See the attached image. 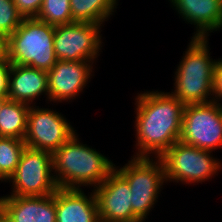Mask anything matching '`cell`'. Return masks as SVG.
Segmentation results:
<instances>
[{
	"mask_svg": "<svg viewBox=\"0 0 222 222\" xmlns=\"http://www.w3.org/2000/svg\"><path fill=\"white\" fill-rule=\"evenodd\" d=\"M52 153L25 147L15 172L9 177L12 196L43 197L58 189Z\"/></svg>",
	"mask_w": 222,
	"mask_h": 222,
	"instance_id": "cell-7",
	"label": "cell"
},
{
	"mask_svg": "<svg viewBox=\"0 0 222 222\" xmlns=\"http://www.w3.org/2000/svg\"><path fill=\"white\" fill-rule=\"evenodd\" d=\"M52 159L58 188L82 189L81 186H91L94 190L115 167L105 155L80 143L77 133L52 154Z\"/></svg>",
	"mask_w": 222,
	"mask_h": 222,
	"instance_id": "cell-2",
	"label": "cell"
},
{
	"mask_svg": "<svg viewBox=\"0 0 222 222\" xmlns=\"http://www.w3.org/2000/svg\"><path fill=\"white\" fill-rule=\"evenodd\" d=\"M135 148L133 157L160 158L180 140L185 104L170 92L144 91L135 98Z\"/></svg>",
	"mask_w": 222,
	"mask_h": 222,
	"instance_id": "cell-1",
	"label": "cell"
},
{
	"mask_svg": "<svg viewBox=\"0 0 222 222\" xmlns=\"http://www.w3.org/2000/svg\"><path fill=\"white\" fill-rule=\"evenodd\" d=\"M208 40L209 38L192 37L174 73V91L171 94L184 104L213 101L216 60L210 56Z\"/></svg>",
	"mask_w": 222,
	"mask_h": 222,
	"instance_id": "cell-3",
	"label": "cell"
},
{
	"mask_svg": "<svg viewBox=\"0 0 222 222\" xmlns=\"http://www.w3.org/2000/svg\"><path fill=\"white\" fill-rule=\"evenodd\" d=\"M35 18L53 26L73 23L70 0H43Z\"/></svg>",
	"mask_w": 222,
	"mask_h": 222,
	"instance_id": "cell-20",
	"label": "cell"
},
{
	"mask_svg": "<svg viewBox=\"0 0 222 222\" xmlns=\"http://www.w3.org/2000/svg\"><path fill=\"white\" fill-rule=\"evenodd\" d=\"M18 13L23 18H35L40 11L43 0H13Z\"/></svg>",
	"mask_w": 222,
	"mask_h": 222,
	"instance_id": "cell-22",
	"label": "cell"
},
{
	"mask_svg": "<svg viewBox=\"0 0 222 222\" xmlns=\"http://www.w3.org/2000/svg\"><path fill=\"white\" fill-rule=\"evenodd\" d=\"M23 17L13 0H0V31L8 37L19 27Z\"/></svg>",
	"mask_w": 222,
	"mask_h": 222,
	"instance_id": "cell-21",
	"label": "cell"
},
{
	"mask_svg": "<svg viewBox=\"0 0 222 222\" xmlns=\"http://www.w3.org/2000/svg\"><path fill=\"white\" fill-rule=\"evenodd\" d=\"M100 222H131L133 210L128 182L114 169L94 189Z\"/></svg>",
	"mask_w": 222,
	"mask_h": 222,
	"instance_id": "cell-12",
	"label": "cell"
},
{
	"mask_svg": "<svg viewBox=\"0 0 222 222\" xmlns=\"http://www.w3.org/2000/svg\"><path fill=\"white\" fill-rule=\"evenodd\" d=\"M184 21L196 28L193 37L208 38L222 30V0H169Z\"/></svg>",
	"mask_w": 222,
	"mask_h": 222,
	"instance_id": "cell-14",
	"label": "cell"
},
{
	"mask_svg": "<svg viewBox=\"0 0 222 222\" xmlns=\"http://www.w3.org/2000/svg\"><path fill=\"white\" fill-rule=\"evenodd\" d=\"M114 169L128 182L131 194L133 221L145 220L163 188L165 168L160 158L132 157L123 167Z\"/></svg>",
	"mask_w": 222,
	"mask_h": 222,
	"instance_id": "cell-5",
	"label": "cell"
},
{
	"mask_svg": "<svg viewBox=\"0 0 222 222\" xmlns=\"http://www.w3.org/2000/svg\"><path fill=\"white\" fill-rule=\"evenodd\" d=\"M0 181L8 182V179L0 172Z\"/></svg>",
	"mask_w": 222,
	"mask_h": 222,
	"instance_id": "cell-28",
	"label": "cell"
},
{
	"mask_svg": "<svg viewBox=\"0 0 222 222\" xmlns=\"http://www.w3.org/2000/svg\"><path fill=\"white\" fill-rule=\"evenodd\" d=\"M180 141L203 150L222 148V104H185Z\"/></svg>",
	"mask_w": 222,
	"mask_h": 222,
	"instance_id": "cell-8",
	"label": "cell"
},
{
	"mask_svg": "<svg viewBox=\"0 0 222 222\" xmlns=\"http://www.w3.org/2000/svg\"><path fill=\"white\" fill-rule=\"evenodd\" d=\"M25 147L24 140L0 137V172L7 179L15 172Z\"/></svg>",
	"mask_w": 222,
	"mask_h": 222,
	"instance_id": "cell-19",
	"label": "cell"
},
{
	"mask_svg": "<svg viewBox=\"0 0 222 222\" xmlns=\"http://www.w3.org/2000/svg\"><path fill=\"white\" fill-rule=\"evenodd\" d=\"M0 222H13L2 211H0Z\"/></svg>",
	"mask_w": 222,
	"mask_h": 222,
	"instance_id": "cell-26",
	"label": "cell"
},
{
	"mask_svg": "<svg viewBox=\"0 0 222 222\" xmlns=\"http://www.w3.org/2000/svg\"><path fill=\"white\" fill-rule=\"evenodd\" d=\"M56 222H100L94 190L58 188L56 190Z\"/></svg>",
	"mask_w": 222,
	"mask_h": 222,
	"instance_id": "cell-15",
	"label": "cell"
},
{
	"mask_svg": "<svg viewBox=\"0 0 222 222\" xmlns=\"http://www.w3.org/2000/svg\"><path fill=\"white\" fill-rule=\"evenodd\" d=\"M48 99V75L28 66L10 64L7 97L9 100L26 103L30 106L39 96Z\"/></svg>",
	"mask_w": 222,
	"mask_h": 222,
	"instance_id": "cell-16",
	"label": "cell"
},
{
	"mask_svg": "<svg viewBox=\"0 0 222 222\" xmlns=\"http://www.w3.org/2000/svg\"><path fill=\"white\" fill-rule=\"evenodd\" d=\"M213 151L199 149L180 140L161 157L165 168L166 183H202L218 174L222 163L211 154Z\"/></svg>",
	"mask_w": 222,
	"mask_h": 222,
	"instance_id": "cell-6",
	"label": "cell"
},
{
	"mask_svg": "<svg viewBox=\"0 0 222 222\" xmlns=\"http://www.w3.org/2000/svg\"><path fill=\"white\" fill-rule=\"evenodd\" d=\"M55 26L23 18L8 37V62L49 72L58 61L54 50Z\"/></svg>",
	"mask_w": 222,
	"mask_h": 222,
	"instance_id": "cell-4",
	"label": "cell"
},
{
	"mask_svg": "<svg viewBox=\"0 0 222 222\" xmlns=\"http://www.w3.org/2000/svg\"><path fill=\"white\" fill-rule=\"evenodd\" d=\"M8 100V97H0V110L3 104Z\"/></svg>",
	"mask_w": 222,
	"mask_h": 222,
	"instance_id": "cell-27",
	"label": "cell"
},
{
	"mask_svg": "<svg viewBox=\"0 0 222 222\" xmlns=\"http://www.w3.org/2000/svg\"><path fill=\"white\" fill-rule=\"evenodd\" d=\"M117 3L118 0H70L72 20L103 25L114 15Z\"/></svg>",
	"mask_w": 222,
	"mask_h": 222,
	"instance_id": "cell-18",
	"label": "cell"
},
{
	"mask_svg": "<svg viewBox=\"0 0 222 222\" xmlns=\"http://www.w3.org/2000/svg\"><path fill=\"white\" fill-rule=\"evenodd\" d=\"M10 63L0 64V97H7Z\"/></svg>",
	"mask_w": 222,
	"mask_h": 222,
	"instance_id": "cell-24",
	"label": "cell"
},
{
	"mask_svg": "<svg viewBox=\"0 0 222 222\" xmlns=\"http://www.w3.org/2000/svg\"><path fill=\"white\" fill-rule=\"evenodd\" d=\"M104 25L73 22L55 26L54 50L58 60L95 61L102 49Z\"/></svg>",
	"mask_w": 222,
	"mask_h": 222,
	"instance_id": "cell-9",
	"label": "cell"
},
{
	"mask_svg": "<svg viewBox=\"0 0 222 222\" xmlns=\"http://www.w3.org/2000/svg\"><path fill=\"white\" fill-rule=\"evenodd\" d=\"M94 62L58 60L47 73L48 101L70 102L80 96L93 76Z\"/></svg>",
	"mask_w": 222,
	"mask_h": 222,
	"instance_id": "cell-11",
	"label": "cell"
},
{
	"mask_svg": "<svg viewBox=\"0 0 222 222\" xmlns=\"http://www.w3.org/2000/svg\"><path fill=\"white\" fill-rule=\"evenodd\" d=\"M213 101H222V59L216 60L213 76Z\"/></svg>",
	"mask_w": 222,
	"mask_h": 222,
	"instance_id": "cell-23",
	"label": "cell"
},
{
	"mask_svg": "<svg viewBox=\"0 0 222 222\" xmlns=\"http://www.w3.org/2000/svg\"><path fill=\"white\" fill-rule=\"evenodd\" d=\"M75 133L76 130L63 114L51 110V108L30 106L27 131L24 137L27 147L53 154Z\"/></svg>",
	"mask_w": 222,
	"mask_h": 222,
	"instance_id": "cell-10",
	"label": "cell"
},
{
	"mask_svg": "<svg viewBox=\"0 0 222 222\" xmlns=\"http://www.w3.org/2000/svg\"><path fill=\"white\" fill-rule=\"evenodd\" d=\"M1 211L13 222H56V191L43 197L1 196Z\"/></svg>",
	"mask_w": 222,
	"mask_h": 222,
	"instance_id": "cell-13",
	"label": "cell"
},
{
	"mask_svg": "<svg viewBox=\"0 0 222 222\" xmlns=\"http://www.w3.org/2000/svg\"><path fill=\"white\" fill-rule=\"evenodd\" d=\"M8 62V36L0 31V64Z\"/></svg>",
	"mask_w": 222,
	"mask_h": 222,
	"instance_id": "cell-25",
	"label": "cell"
},
{
	"mask_svg": "<svg viewBox=\"0 0 222 222\" xmlns=\"http://www.w3.org/2000/svg\"><path fill=\"white\" fill-rule=\"evenodd\" d=\"M30 105L7 100L0 110V137L24 140Z\"/></svg>",
	"mask_w": 222,
	"mask_h": 222,
	"instance_id": "cell-17",
	"label": "cell"
},
{
	"mask_svg": "<svg viewBox=\"0 0 222 222\" xmlns=\"http://www.w3.org/2000/svg\"><path fill=\"white\" fill-rule=\"evenodd\" d=\"M146 220H142V219H137V220H134V221H131V222H145Z\"/></svg>",
	"mask_w": 222,
	"mask_h": 222,
	"instance_id": "cell-29",
	"label": "cell"
}]
</instances>
